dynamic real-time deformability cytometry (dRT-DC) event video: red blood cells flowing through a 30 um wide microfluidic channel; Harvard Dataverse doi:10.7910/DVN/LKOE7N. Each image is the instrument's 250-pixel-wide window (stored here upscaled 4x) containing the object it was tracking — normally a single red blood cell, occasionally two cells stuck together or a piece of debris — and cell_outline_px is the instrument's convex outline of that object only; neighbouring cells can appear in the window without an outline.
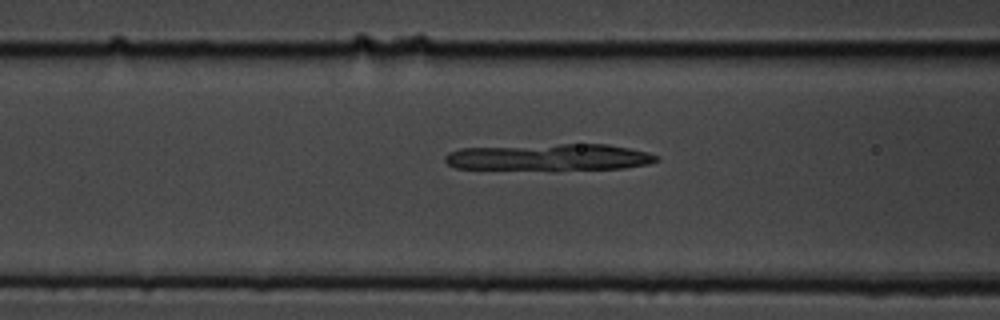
{"species": "common noctule bat (a hibernating species)", "species_latin": "Nyctalus noctula", "temperature_condition": "cold", "stored_images_in_passage": 55, "camera_frame_rate_fps": 3000, "um_per_image_px": 0.085, "animal": {"sex": "male", "body_mass_g": 19.5, "forearm_length_mm": 54.6}, "frame": {"image": 1, "passage_image": 22, "time_ms": 7.0, "image_size_px": [1000, 320], "cell_outline_px": [[660, 160], [648, 164], [624, 168], [456, 168], [448, 164], [444, 160], [444, 156], [448, 152], [460, 148], [560, 144], [608, 144], [648, 152], [660, 156]], "centroid_in_image_um": [46.73, 13.33], "position_along_channel_um": 119.9, "area_um2": 32.02}}
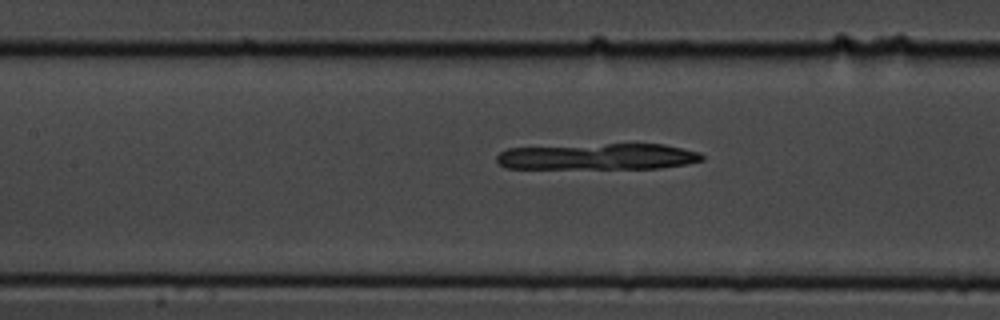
{"frame": {"image": 2, "passage_image": 25, "time_ms": 8.0, "image_size_px": [1000, 320], "cell_outline_px": [[704, 160], [688, 164], [660, 168], [508, 168], [500, 164], [496, 160], [496, 156], [500, 152], [508, 148], [608, 144], [664, 144], [700, 152], [704, 156]], "centroid_in_image_um": [50.88, 13.31], "position_along_channel_um": 156.5, "area_um2": 31.27}}